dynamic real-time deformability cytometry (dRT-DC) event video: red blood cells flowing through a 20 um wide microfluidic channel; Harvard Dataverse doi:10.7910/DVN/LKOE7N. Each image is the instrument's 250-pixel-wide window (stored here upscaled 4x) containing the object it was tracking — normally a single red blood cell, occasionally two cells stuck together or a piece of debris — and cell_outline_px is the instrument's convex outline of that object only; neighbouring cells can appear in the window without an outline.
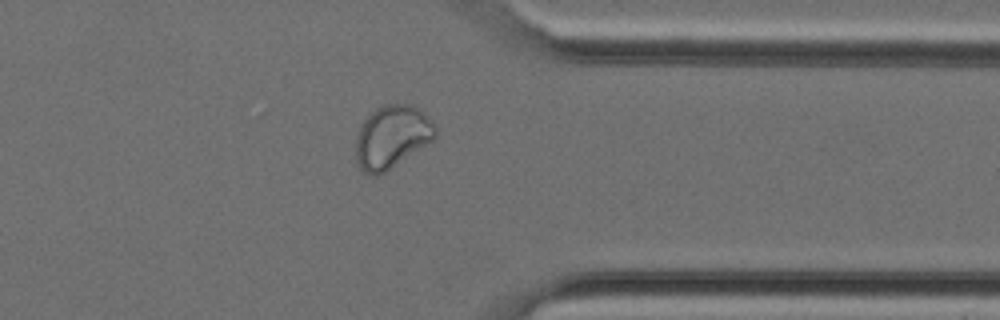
{"species": "Egyptian fruit bat (a non-hibernating species)", "species_latin": "Rousettus aegyptiacus", "temperature_condition": "cold", "stored_images_in_passage": 24, "camera_frame_rate_fps": 3000, "um_per_image_px": 0.085, "animal": {"sex": "female"}, "frame": {"image": 1, "passage_image": 21, "time_ms": 6.667, "image_size_px": [1000, 320], "cell_outline_px": [[436, 136], [432, 140], [384, 172], [376, 176], [368, 176], [360, 168], [356, 160], [356, 140], [360, 128], [364, 120], [376, 108], [384, 104], [412, 104], [436, 128]], "centroid_in_image_um": [33.26, 11.65], "position_along_channel_um": 378.1, "area_um2": 28.38}}